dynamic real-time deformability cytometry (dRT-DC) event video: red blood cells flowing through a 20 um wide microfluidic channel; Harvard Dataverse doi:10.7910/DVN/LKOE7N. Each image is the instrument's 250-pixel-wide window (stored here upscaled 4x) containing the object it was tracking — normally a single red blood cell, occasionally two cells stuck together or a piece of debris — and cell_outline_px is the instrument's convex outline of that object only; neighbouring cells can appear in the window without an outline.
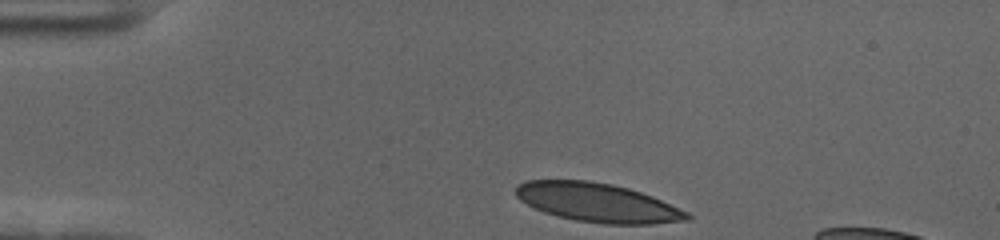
{"species": "human", "species_latin": "Homo sapiens", "temperature_condition": "cold", "stored_images_in_passage": 37, "camera_frame_rate_fps": 3000, "um_per_image_px": 0.085, "donor": {"sex": "female"}, "frame": {"image": 1, "passage_image": 1, "time_ms": 0.0, "image_size_px": [1000, 240], "cell_outline_px": [[692, 220], [652, 224], [604, 224], [576, 220], [556, 216], [544, 212], [520, 200], [516, 196], [516, 184], [528, 180], [588, 180], [612, 184], [628, 188], [652, 196], [688, 212], [692, 216]], "centroid_in_image_um": [50.8, 17.22], "position_along_channel_um": 34.2, "area_um2": 38.84}}
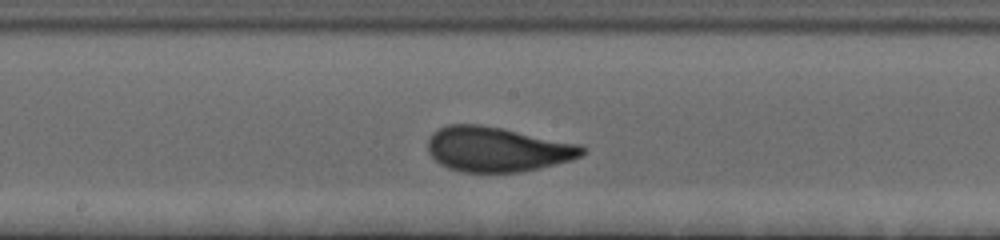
{"frame": {"image": 2, "passage_image": 20, "time_ms": 6.333, "image_size_px": [1000, 240], "cell_outline_px": [[588, 148], [580, 156], [572, 160], [540, 168], [520, 172], [460, 172], [448, 168], [440, 164], [428, 152], [428, 140], [432, 132], [448, 124], [480, 124], [580, 144]], "centroid_in_image_um": [42.26, 12.69], "position_along_channel_um": 205.9, "area_um2": 40.34}}
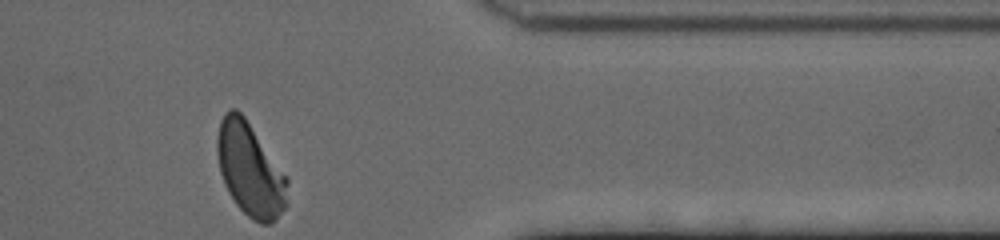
{"frame": {"image": 3, "passage_image": 37, "time_ms": 12.0, "image_size_px": [1000, 240], "cell_outline_px": [[288, 204], [276, 220], [272, 224], [260, 224], [252, 220], [236, 204], [228, 192], [224, 184], [220, 172], [216, 152], [216, 140], [220, 120], [224, 112], [232, 108], [236, 108], [244, 116], [288, 176]], "centroid_in_image_um": [21.27, 14.43], "position_along_channel_um": 390.1, "area_um2": 38.78}, "authors_computed_cell_mechanics": {"area_um2": 39.304, "velocity_mm_per_s": 3.522, "shape_relaxation_time_tau1_ms": 4.1261, "shape_relaxation_time_tau2_ms": 0.8703, "deformation_change_tau1": 0.1749, "deformation_change_tau2": 0.0546}}